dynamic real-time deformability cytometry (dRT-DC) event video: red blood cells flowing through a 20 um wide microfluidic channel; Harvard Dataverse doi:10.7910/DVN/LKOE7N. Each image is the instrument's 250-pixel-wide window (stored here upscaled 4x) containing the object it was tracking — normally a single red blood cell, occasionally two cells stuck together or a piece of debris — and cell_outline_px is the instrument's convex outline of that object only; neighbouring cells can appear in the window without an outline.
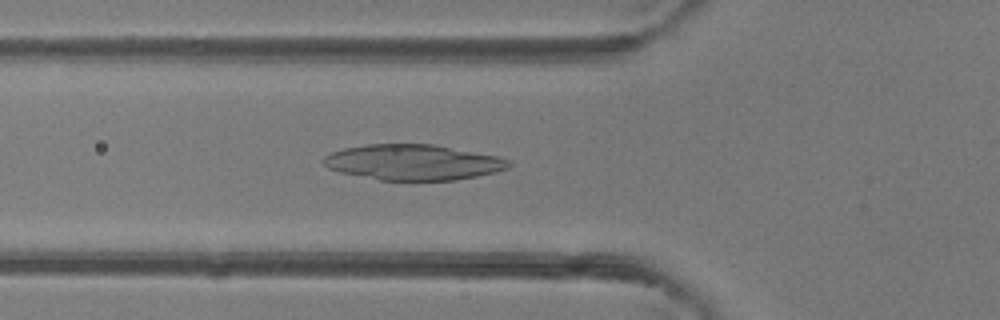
{"species": "common noctule bat (a hibernating species)", "species_latin": "Nyctalus noctula", "temperature_condition": "room temperature", "stored_images_in_passage": 47, "camera_frame_rate_fps": 3000, "um_per_image_px": 0.085, "animal": {"sex": "female"}, "frame": {"image": 1, "passage_image": 16, "time_ms": 5.0, "image_size_px": [1000, 320], "cell_outline_px": [[512, 164], [508, 168], [496, 172], [456, 180], [380, 180], [340, 172], [328, 168], [320, 160], [324, 156], [332, 152], [344, 148], [368, 144], [432, 144], [500, 156], [508, 160]], "centroid_in_image_um": [35.12, 13.79], "position_along_channel_um": 90.7, "area_um2": 38.44}}
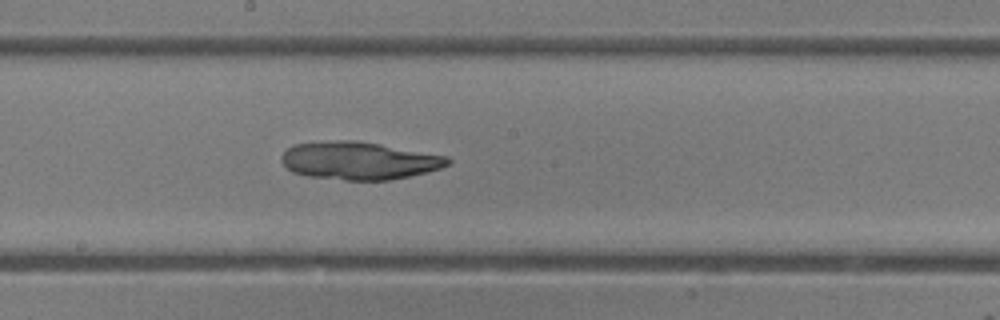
{"frame": {"image": 2, "passage_image": 25, "time_ms": 8.0, "image_size_px": [1000, 320], "cell_outline_px": [[452, 160], [448, 164], [440, 168], [428, 172], [388, 180], [344, 180], [308, 176], [292, 172], [280, 160], [280, 156], [288, 148], [296, 144], [336, 140], [356, 140], [448, 156]], "centroid_in_image_um": [30.52, 13.66], "position_along_channel_um": 217.7, "area_um2": 36.47}}
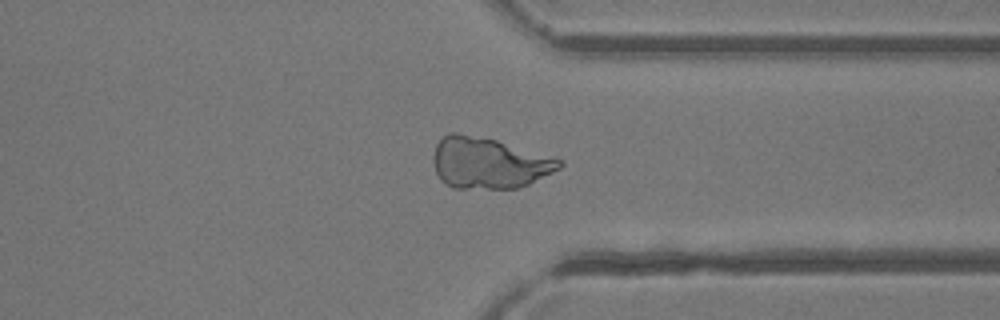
{"frame": {"image": 3, "passage_image": 36, "time_ms": 11.667, "image_size_px": [1000, 320], "cell_outline_px": [[564, 164], [560, 168], [528, 184], [516, 188], [452, 188], [440, 180], [436, 172], [432, 160], [432, 156], [436, 144], [448, 132], [456, 132], [496, 140], [564, 160]], "centroid_in_image_um": [41.51, 13.85], "position_along_channel_um": 369.9, "area_um2": 37.45}}